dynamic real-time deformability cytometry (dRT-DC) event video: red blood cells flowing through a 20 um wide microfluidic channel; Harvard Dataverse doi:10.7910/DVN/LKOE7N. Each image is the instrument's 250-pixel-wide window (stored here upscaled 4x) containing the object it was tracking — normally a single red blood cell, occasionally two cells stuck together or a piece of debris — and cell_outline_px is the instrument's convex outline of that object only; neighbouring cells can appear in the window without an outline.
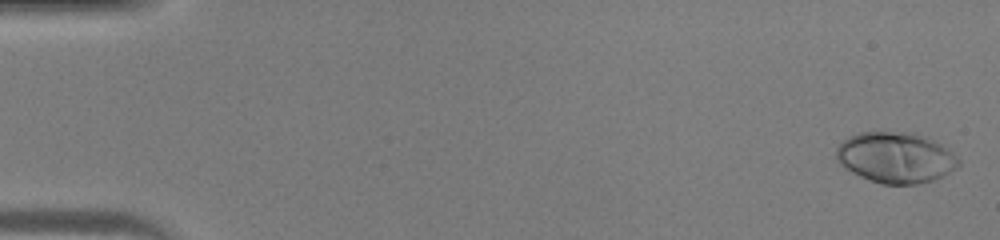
{"species": "human", "species_latin": "Homo sapiens", "temperature_condition": "warm", "stored_images_in_passage": 45, "camera_frame_rate_fps": 3000, "um_per_image_px": 0.085, "donor": {"sex": "male"}, "frame": {"image": 1, "passage_image": 1, "time_ms": 0.0, "image_size_px": [1000, 240], "cell_outline_px": [[960, 164], [956, 168], [932, 180], [916, 184], [880, 184], [860, 176], [844, 168], [836, 160], [836, 148], [848, 136], [860, 132], [912, 132], [928, 136], [952, 152], [960, 160]], "centroid_in_image_um": [76.11, 13.38], "position_along_channel_um": 8.9, "area_um2": 36.24}}
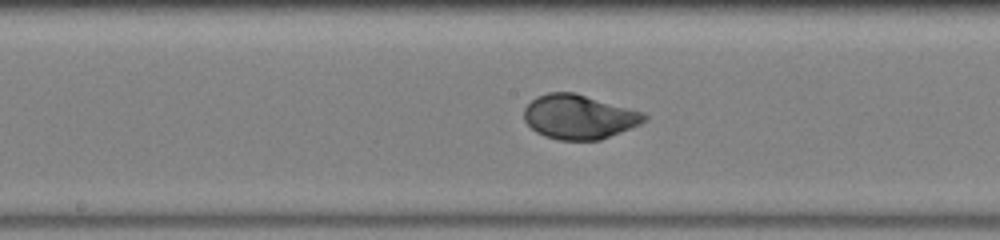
{"frame": {"image": 2, "passage_image": 24, "time_ms": 7.667, "image_size_px": [1000, 240], "cell_outline_px": [[648, 120], [640, 124], [600, 140], [560, 140], [544, 136], [536, 132], [524, 120], [524, 108], [536, 96], [548, 92], [576, 92], [644, 112], [648, 116]], "centroid_in_image_um": [49.23, 9.92], "position_along_channel_um": 199.0, "area_um2": 31.27}}
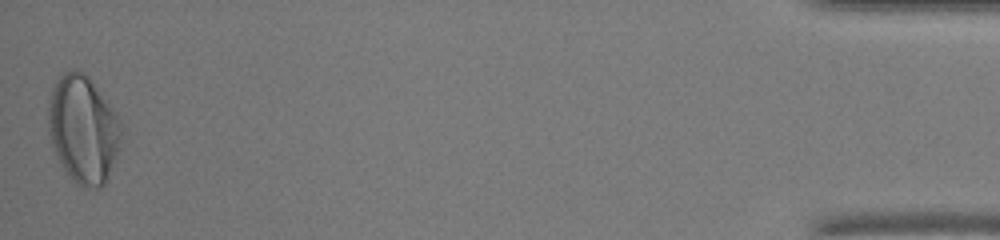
{"frame": {"image": 3, "passage_image": 45, "time_ms": 14.667, "image_size_px": [1000, 240], "cell_outline_px": [[120, 152], [104, 184], [100, 188], [84, 188], [76, 184], [64, 168], [52, 148], [48, 128], [48, 100], [52, 88], [56, 80], [64, 72], [76, 68], [84, 72], [88, 76], [116, 112], [120, 120]], "centroid_in_image_um": [7.06, 10.98], "position_along_channel_um": 428.1, "area_um2": 46.07}}